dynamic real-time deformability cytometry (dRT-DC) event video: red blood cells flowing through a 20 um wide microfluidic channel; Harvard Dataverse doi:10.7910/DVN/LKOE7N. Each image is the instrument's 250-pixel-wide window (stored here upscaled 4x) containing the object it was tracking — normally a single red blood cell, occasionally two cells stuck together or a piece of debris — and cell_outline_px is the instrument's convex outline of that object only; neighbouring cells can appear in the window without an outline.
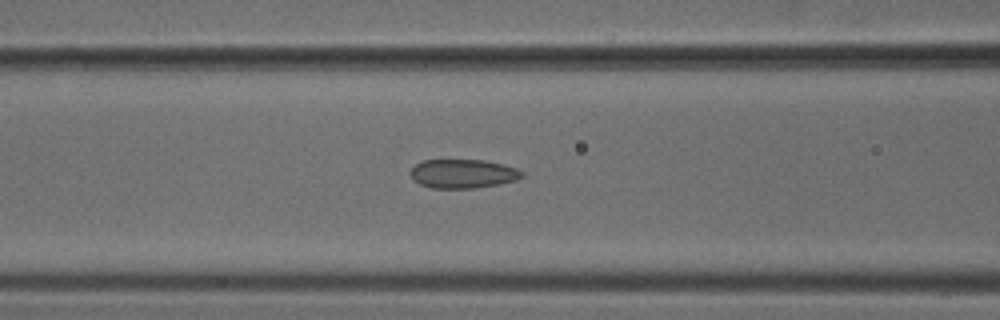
{"species": "common noctule bat (a hibernating species)", "species_latin": "Nyctalus noctula", "temperature_condition": "cold", "stored_images_in_passage": 51, "camera_frame_rate_fps": 3000, "um_per_image_px": 0.085, "animal": {"sex": "male", "body_mass_g": 18.8}, "frame": {"image": 1, "passage_image": 21, "time_ms": 6.667, "image_size_px": [1000, 320], "cell_outline_px": [[524, 176], [516, 180], [476, 188], [432, 188], [420, 184], [412, 180], [408, 172], [416, 164], [424, 160], [484, 160], [504, 164], [516, 168], [524, 172]], "centroid_in_image_um": [39.33, 14.76], "position_along_channel_um": 127.3, "area_um2": 18.9}}
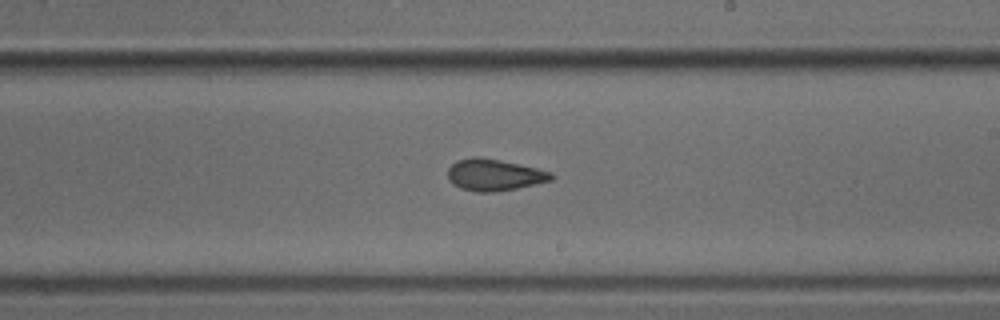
{"frame": {"image": 2, "passage_image": 30, "time_ms": 9.667, "image_size_px": [1000, 320], "cell_outline_px": [[552, 180], [516, 188], [496, 192], [476, 192], [460, 188], [452, 184], [448, 180], [448, 168], [456, 160], [472, 156], [480, 156], [520, 164], [552, 172]], "centroid_in_image_um": [41.96, 14.85], "position_along_channel_um": 247.0, "area_um2": 19.19}}
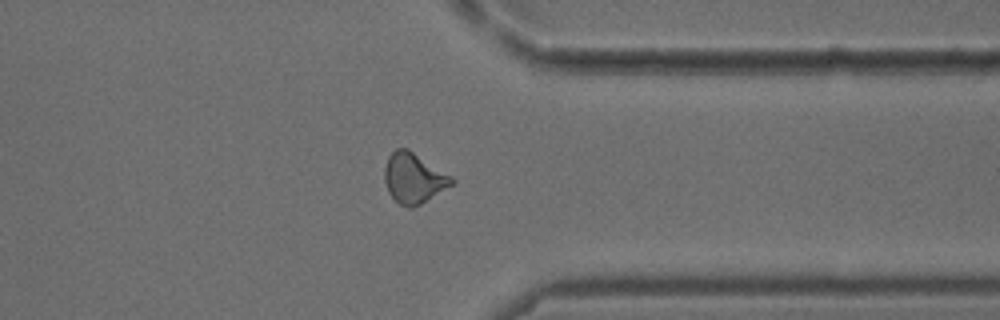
{"frame": {"image": 3, "passage_image": 40, "time_ms": 13.0, "image_size_px": [1000, 320], "cell_outline_px": [[456, 180], [452, 184], [420, 204], [412, 208], [408, 208], [400, 204], [388, 192], [384, 180], [384, 168], [388, 156], [396, 148], [408, 148], [452, 176]], "centroid_in_image_um": [35.14, 15.12], "position_along_channel_um": 376.3, "area_um2": 19.54}}